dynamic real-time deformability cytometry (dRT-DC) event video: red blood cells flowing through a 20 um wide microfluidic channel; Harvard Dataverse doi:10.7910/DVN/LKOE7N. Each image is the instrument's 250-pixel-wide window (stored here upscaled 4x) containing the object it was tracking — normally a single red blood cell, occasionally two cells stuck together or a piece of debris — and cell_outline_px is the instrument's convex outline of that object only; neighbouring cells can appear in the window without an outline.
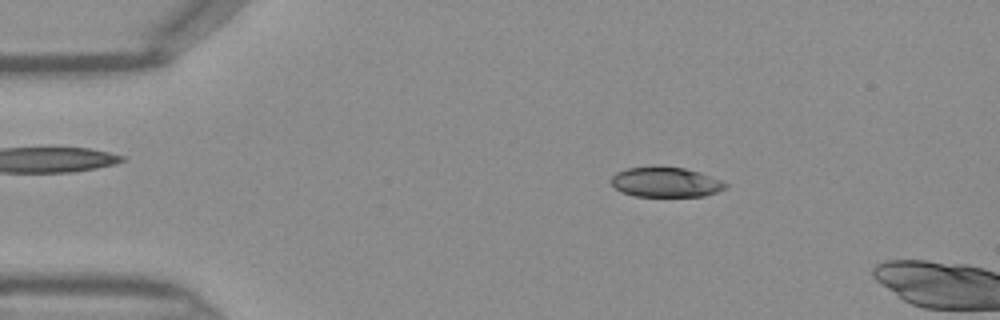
{"species": "Egyptian fruit bat (a non-hibernating species)", "species_latin": "Rousettus aegyptiacus", "temperature_condition": "warm", "stored_images_in_passage": 11, "camera_frame_rate_fps": 3000, "um_per_image_px": 0.085, "frame": {"image": 1, "passage_image": 7, "time_ms": 2.0, "image_size_px": [1000, 320], "cell_outline_px": [[728, 188], [704, 196], [636, 196], [620, 192], [608, 180], [616, 172], [628, 168], [684, 168], [700, 172], [720, 180], [728, 184]], "centroid_in_image_um": [56.58, 15.51], "position_along_channel_um": 28.4, "area_um2": 19.65}}